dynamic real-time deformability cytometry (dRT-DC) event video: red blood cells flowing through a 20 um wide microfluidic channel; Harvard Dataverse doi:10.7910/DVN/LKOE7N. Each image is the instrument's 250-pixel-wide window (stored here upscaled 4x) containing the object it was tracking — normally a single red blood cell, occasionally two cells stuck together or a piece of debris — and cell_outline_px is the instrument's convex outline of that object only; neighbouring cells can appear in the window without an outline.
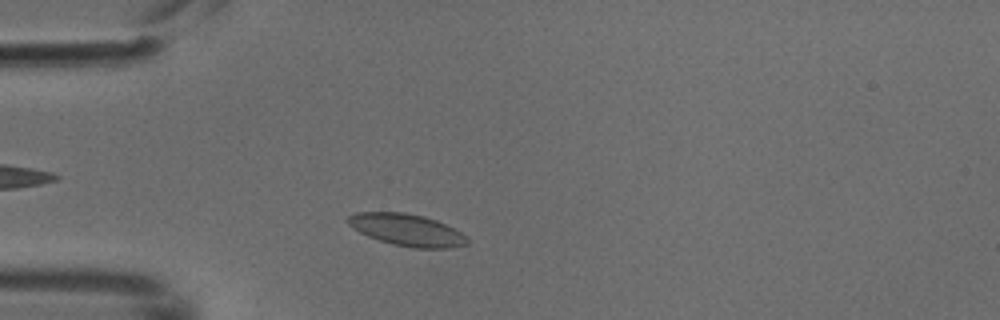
{"species": "common noctule bat (a hibernating species)", "species_latin": "Nyctalus noctula", "temperature_condition": "cold", "stored_images_in_passage": 5, "camera_frame_rate_fps": 3000, "um_per_image_px": 0.085, "animal": {"sex": "male", "body_mass_g": 18.8}, "frame": {"image": 1, "passage_image": 5, "time_ms": 1.333, "image_size_px": [1000, 320], "cell_outline_px": [[468, 244], [448, 248], [412, 248], [392, 244], [368, 236], [360, 232], [348, 224], [348, 216], [356, 212], [404, 212], [424, 216], [436, 220], [460, 232], [468, 240]], "centroid_in_image_um": [34.57, 19.54], "position_along_channel_um": 50.4, "area_um2": 21.96}}